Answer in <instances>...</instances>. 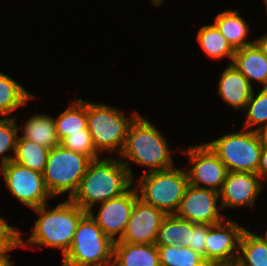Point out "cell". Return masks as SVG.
I'll return each instance as SVG.
<instances>
[{"label":"cell","instance_id":"cell-1","mask_svg":"<svg viewBox=\"0 0 267 266\" xmlns=\"http://www.w3.org/2000/svg\"><path fill=\"white\" fill-rule=\"evenodd\" d=\"M133 184L134 180L120 157L98 158L90 162L78 190L70 200L89 212L95 204L124 194Z\"/></svg>","mask_w":267,"mask_h":266},{"label":"cell","instance_id":"cell-2","mask_svg":"<svg viewBox=\"0 0 267 266\" xmlns=\"http://www.w3.org/2000/svg\"><path fill=\"white\" fill-rule=\"evenodd\" d=\"M48 205L47 203L32 209L40 217L36 220L33 231L26 241L21 237L22 231L19 230L20 247L31 248L34 245H43L58 248L64 257L71 247L80 220L88 212L70 199L64 200L51 210L47 209Z\"/></svg>","mask_w":267,"mask_h":266},{"label":"cell","instance_id":"cell-3","mask_svg":"<svg viewBox=\"0 0 267 266\" xmlns=\"http://www.w3.org/2000/svg\"><path fill=\"white\" fill-rule=\"evenodd\" d=\"M169 148L166 137L152 122L138 114L129 125L126 142L120 154L121 162L128 169L131 178L135 180L130 162L147 167L144 173L174 167Z\"/></svg>","mask_w":267,"mask_h":266},{"label":"cell","instance_id":"cell-4","mask_svg":"<svg viewBox=\"0 0 267 266\" xmlns=\"http://www.w3.org/2000/svg\"><path fill=\"white\" fill-rule=\"evenodd\" d=\"M134 180L139 198L145 203L175 214L189 185L187 172L175 167L144 173Z\"/></svg>","mask_w":267,"mask_h":266},{"label":"cell","instance_id":"cell-5","mask_svg":"<svg viewBox=\"0 0 267 266\" xmlns=\"http://www.w3.org/2000/svg\"><path fill=\"white\" fill-rule=\"evenodd\" d=\"M138 114L134 111L127 116L117 107L87 101V128L96 150L99 153L114 151L120 155L129 125Z\"/></svg>","mask_w":267,"mask_h":266},{"label":"cell","instance_id":"cell-6","mask_svg":"<svg viewBox=\"0 0 267 266\" xmlns=\"http://www.w3.org/2000/svg\"><path fill=\"white\" fill-rule=\"evenodd\" d=\"M114 242L87 213L75 231L61 266H112Z\"/></svg>","mask_w":267,"mask_h":266},{"label":"cell","instance_id":"cell-7","mask_svg":"<svg viewBox=\"0 0 267 266\" xmlns=\"http://www.w3.org/2000/svg\"><path fill=\"white\" fill-rule=\"evenodd\" d=\"M92 160L61 145L50 149L43 172L44 182L52 198L68 192L71 199Z\"/></svg>","mask_w":267,"mask_h":266},{"label":"cell","instance_id":"cell-8","mask_svg":"<svg viewBox=\"0 0 267 266\" xmlns=\"http://www.w3.org/2000/svg\"><path fill=\"white\" fill-rule=\"evenodd\" d=\"M241 130L229 132L206 143L217 154L228 172L257 174L262 145L255 131L244 128Z\"/></svg>","mask_w":267,"mask_h":266},{"label":"cell","instance_id":"cell-9","mask_svg":"<svg viewBox=\"0 0 267 266\" xmlns=\"http://www.w3.org/2000/svg\"><path fill=\"white\" fill-rule=\"evenodd\" d=\"M6 188L25 206L35 209L52 197L46 188L43 173L22 166L13 160L0 168Z\"/></svg>","mask_w":267,"mask_h":266},{"label":"cell","instance_id":"cell-10","mask_svg":"<svg viewBox=\"0 0 267 266\" xmlns=\"http://www.w3.org/2000/svg\"><path fill=\"white\" fill-rule=\"evenodd\" d=\"M181 151L191 164L186 171L189 185L220 192L228 170L210 146L207 143L197 144Z\"/></svg>","mask_w":267,"mask_h":266},{"label":"cell","instance_id":"cell-11","mask_svg":"<svg viewBox=\"0 0 267 266\" xmlns=\"http://www.w3.org/2000/svg\"><path fill=\"white\" fill-rule=\"evenodd\" d=\"M246 228L232 219H224L215 225H208L206 237V263L235 265L240 239Z\"/></svg>","mask_w":267,"mask_h":266},{"label":"cell","instance_id":"cell-12","mask_svg":"<svg viewBox=\"0 0 267 266\" xmlns=\"http://www.w3.org/2000/svg\"><path fill=\"white\" fill-rule=\"evenodd\" d=\"M219 198L215 190L188 185L175 215L196 224H218L227 218L217 206Z\"/></svg>","mask_w":267,"mask_h":266},{"label":"cell","instance_id":"cell-13","mask_svg":"<svg viewBox=\"0 0 267 266\" xmlns=\"http://www.w3.org/2000/svg\"><path fill=\"white\" fill-rule=\"evenodd\" d=\"M139 197L136 187L133 185L124 194L100 203L99 211L95 215L92 210L88 213L102 229L104 234L113 242L118 241L127 225L135 205ZM117 235V237H116Z\"/></svg>","mask_w":267,"mask_h":266},{"label":"cell","instance_id":"cell-14","mask_svg":"<svg viewBox=\"0 0 267 266\" xmlns=\"http://www.w3.org/2000/svg\"><path fill=\"white\" fill-rule=\"evenodd\" d=\"M167 214L139 197L122 237L114 243L155 244L158 230Z\"/></svg>","mask_w":267,"mask_h":266},{"label":"cell","instance_id":"cell-15","mask_svg":"<svg viewBox=\"0 0 267 266\" xmlns=\"http://www.w3.org/2000/svg\"><path fill=\"white\" fill-rule=\"evenodd\" d=\"M256 173L228 172L219 192L221 209L228 207H255L254 204L264 187Z\"/></svg>","mask_w":267,"mask_h":266},{"label":"cell","instance_id":"cell-16","mask_svg":"<svg viewBox=\"0 0 267 266\" xmlns=\"http://www.w3.org/2000/svg\"><path fill=\"white\" fill-rule=\"evenodd\" d=\"M219 79L217 93L224 103L235 110L244 111L253 92V87L246 77L233 64H228Z\"/></svg>","mask_w":267,"mask_h":266},{"label":"cell","instance_id":"cell-17","mask_svg":"<svg viewBox=\"0 0 267 266\" xmlns=\"http://www.w3.org/2000/svg\"><path fill=\"white\" fill-rule=\"evenodd\" d=\"M232 64L252 85V81L267 88V57L256 43L235 50Z\"/></svg>","mask_w":267,"mask_h":266},{"label":"cell","instance_id":"cell-18","mask_svg":"<svg viewBox=\"0 0 267 266\" xmlns=\"http://www.w3.org/2000/svg\"><path fill=\"white\" fill-rule=\"evenodd\" d=\"M112 266H161L155 244L114 243Z\"/></svg>","mask_w":267,"mask_h":266},{"label":"cell","instance_id":"cell-19","mask_svg":"<svg viewBox=\"0 0 267 266\" xmlns=\"http://www.w3.org/2000/svg\"><path fill=\"white\" fill-rule=\"evenodd\" d=\"M213 24L235 50L255 43V40H247L249 25L241 17L239 9L227 8V10L220 12L214 18Z\"/></svg>","mask_w":267,"mask_h":266},{"label":"cell","instance_id":"cell-20","mask_svg":"<svg viewBox=\"0 0 267 266\" xmlns=\"http://www.w3.org/2000/svg\"><path fill=\"white\" fill-rule=\"evenodd\" d=\"M23 127V128H22ZM19 128H22L21 137L42 145L48 149L60 145L56 133L54 117L47 114H33Z\"/></svg>","mask_w":267,"mask_h":266},{"label":"cell","instance_id":"cell-21","mask_svg":"<svg viewBox=\"0 0 267 266\" xmlns=\"http://www.w3.org/2000/svg\"><path fill=\"white\" fill-rule=\"evenodd\" d=\"M195 224L179 218L175 214L167 215L158 230L155 245L190 247V230H193Z\"/></svg>","mask_w":267,"mask_h":266},{"label":"cell","instance_id":"cell-22","mask_svg":"<svg viewBox=\"0 0 267 266\" xmlns=\"http://www.w3.org/2000/svg\"><path fill=\"white\" fill-rule=\"evenodd\" d=\"M59 141L69 134L83 133L87 128V101L81 98L71 102L65 111L54 117Z\"/></svg>","mask_w":267,"mask_h":266},{"label":"cell","instance_id":"cell-23","mask_svg":"<svg viewBox=\"0 0 267 266\" xmlns=\"http://www.w3.org/2000/svg\"><path fill=\"white\" fill-rule=\"evenodd\" d=\"M196 40L204 53L211 59L229 58L232 64L235 49L219 32L214 24H206L199 28Z\"/></svg>","mask_w":267,"mask_h":266},{"label":"cell","instance_id":"cell-24","mask_svg":"<svg viewBox=\"0 0 267 266\" xmlns=\"http://www.w3.org/2000/svg\"><path fill=\"white\" fill-rule=\"evenodd\" d=\"M235 266H267V242L261 235L243 231Z\"/></svg>","mask_w":267,"mask_h":266},{"label":"cell","instance_id":"cell-25","mask_svg":"<svg viewBox=\"0 0 267 266\" xmlns=\"http://www.w3.org/2000/svg\"><path fill=\"white\" fill-rule=\"evenodd\" d=\"M34 95L14 79L0 71V115L8 117L20 106L27 104Z\"/></svg>","mask_w":267,"mask_h":266},{"label":"cell","instance_id":"cell-26","mask_svg":"<svg viewBox=\"0 0 267 266\" xmlns=\"http://www.w3.org/2000/svg\"><path fill=\"white\" fill-rule=\"evenodd\" d=\"M49 152L50 149L18 136L13 161L29 169L43 173Z\"/></svg>","mask_w":267,"mask_h":266},{"label":"cell","instance_id":"cell-27","mask_svg":"<svg viewBox=\"0 0 267 266\" xmlns=\"http://www.w3.org/2000/svg\"><path fill=\"white\" fill-rule=\"evenodd\" d=\"M161 266H206L204 258L190 247L157 246Z\"/></svg>","mask_w":267,"mask_h":266},{"label":"cell","instance_id":"cell-28","mask_svg":"<svg viewBox=\"0 0 267 266\" xmlns=\"http://www.w3.org/2000/svg\"><path fill=\"white\" fill-rule=\"evenodd\" d=\"M244 112L246 119L242 128L255 131L267 124V88H262L257 95L253 90Z\"/></svg>","mask_w":267,"mask_h":266},{"label":"cell","instance_id":"cell-29","mask_svg":"<svg viewBox=\"0 0 267 266\" xmlns=\"http://www.w3.org/2000/svg\"><path fill=\"white\" fill-rule=\"evenodd\" d=\"M19 130L16 117L0 118V168L14 159V156H8L6 152L13 151L15 155Z\"/></svg>","mask_w":267,"mask_h":266},{"label":"cell","instance_id":"cell-30","mask_svg":"<svg viewBox=\"0 0 267 266\" xmlns=\"http://www.w3.org/2000/svg\"><path fill=\"white\" fill-rule=\"evenodd\" d=\"M60 145L66 149L88 156L91 160L102 157L94 146L88 128L83 129V133L69 134V136L60 141Z\"/></svg>","mask_w":267,"mask_h":266},{"label":"cell","instance_id":"cell-31","mask_svg":"<svg viewBox=\"0 0 267 266\" xmlns=\"http://www.w3.org/2000/svg\"><path fill=\"white\" fill-rule=\"evenodd\" d=\"M5 218L0 216V255L20 248L19 228L7 224Z\"/></svg>","mask_w":267,"mask_h":266},{"label":"cell","instance_id":"cell-32","mask_svg":"<svg viewBox=\"0 0 267 266\" xmlns=\"http://www.w3.org/2000/svg\"><path fill=\"white\" fill-rule=\"evenodd\" d=\"M208 233L207 224H195L193 230H190V248L201 255L206 262V237Z\"/></svg>","mask_w":267,"mask_h":266},{"label":"cell","instance_id":"cell-33","mask_svg":"<svg viewBox=\"0 0 267 266\" xmlns=\"http://www.w3.org/2000/svg\"><path fill=\"white\" fill-rule=\"evenodd\" d=\"M257 174L262 180H265L267 177V146H262Z\"/></svg>","mask_w":267,"mask_h":266},{"label":"cell","instance_id":"cell-34","mask_svg":"<svg viewBox=\"0 0 267 266\" xmlns=\"http://www.w3.org/2000/svg\"><path fill=\"white\" fill-rule=\"evenodd\" d=\"M259 142L262 146H267V124L255 130Z\"/></svg>","mask_w":267,"mask_h":266},{"label":"cell","instance_id":"cell-35","mask_svg":"<svg viewBox=\"0 0 267 266\" xmlns=\"http://www.w3.org/2000/svg\"><path fill=\"white\" fill-rule=\"evenodd\" d=\"M254 40L258 47L262 50L264 55L267 57V33L259 38H254Z\"/></svg>","mask_w":267,"mask_h":266},{"label":"cell","instance_id":"cell-36","mask_svg":"<svg viewBox=\"0 0 267 266\" xmlns=\"http://www.w3.org/2000/svg\"><path fill=\"white\" fill-rule=\"evenodd\" d=\"M15 263L10 260V255L7 253L0 255V266H13Z\"/></svg>","mask_w":267,"mask_h":266},{"label":"cell","instance_id":"cell-37","mask_svg":"<svg viewBox=\"0 0 267 266\" xmlns=\"http://www.w3.org/2000/svg\"><path fill=\"white\" fill-rule=\"evenodd\" d=\"M164 0H151L150 3L154 4L155 6H161Z\"/></svg>","mask_w":267,"mask_h":266},{"label":"cell","instance_id":"cell-38","mask_svg":"<svg viewBox=\"0 0 267 266\" xmlns=\"http://www.w3.org/2000/svg\"><path fill=\"white\" fill-rule=\"evenodd\" d=\"M261 236L267 242V231H265V235H261Z\"/></svg>","mask_w":267,"mask_h":266},{"label":"cell","instance_id":"cell-39","mask_svg":"<svg viewBox=\"0 0 267 266\" xmlns=\"http://www.w3.org/2000/svg\"><path fill=\"white\" fill-rule=\"evenodd\" d=\"M206 266H232V265H215V264H207Z\"/></svg>","mask_w":267,"mask_h":266},{"label":"cell","instance_id":"cell-40","mask_svg":"<svg viewBox=\"0 0 267 266\" xmlns=\"http://www.w3.org/2000/svg\"><path fill=\"white\" fill-rule=\"evenodd\" d=\"M264 4L266 5L265 8H266V13H267V0H263Z\"/></svg>","mask_w":267,"mask_h":266}]
</instances>
